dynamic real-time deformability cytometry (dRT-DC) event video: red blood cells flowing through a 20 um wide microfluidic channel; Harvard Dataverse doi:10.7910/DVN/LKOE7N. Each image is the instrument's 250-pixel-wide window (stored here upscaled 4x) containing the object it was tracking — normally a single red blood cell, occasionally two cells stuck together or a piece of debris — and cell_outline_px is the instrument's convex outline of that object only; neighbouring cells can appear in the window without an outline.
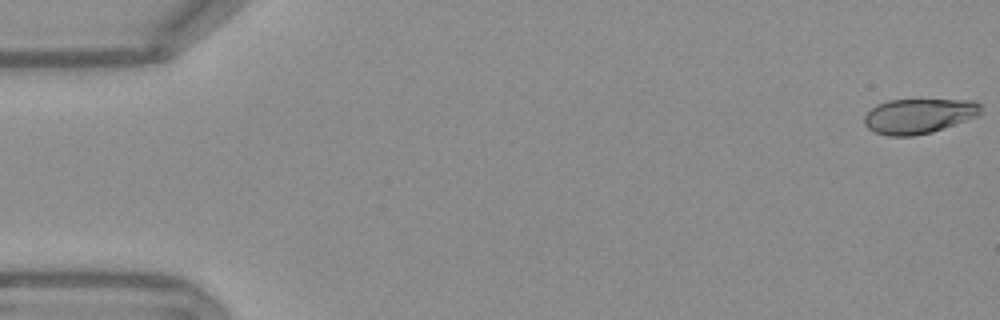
{"species": "Egyptian fruit bat (a non-hibernating species)", "species_latin": "Rousettus aegyptiacus", "temperature_condition": "warm", "stored_images_in_passage": 53, "camera_frame_rate_fps": 3000, "um_per_image_px": 0.085, "frame": {"image": 1, "passage_image": 1, "time_ms": 0.0, "image_size_px": [1000, 320], "cell_outline_px": [[980, 112], [976, 116], [932, 132], [912, 136], [888, 136], [876, 132], [868, 128], [864, 124], [864, 116], [876, 104], [888, 100], [976, 100], [980, 104]], "centroid_in_image_um": [78.06, 9.85], "position_along_channel_um": 6.9, "area_um2": 23.52}}
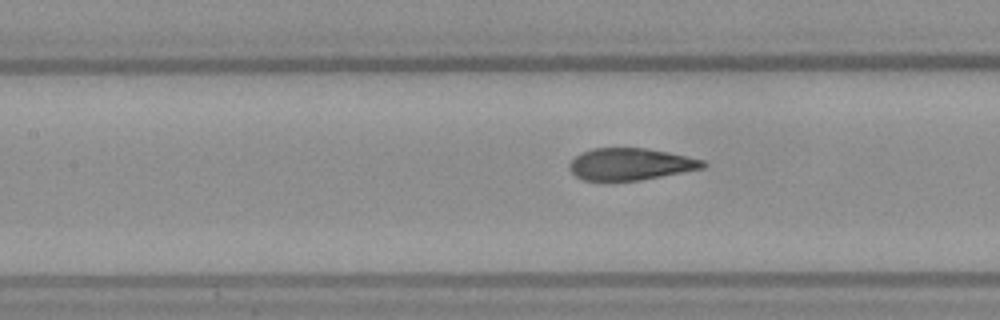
{"frame": {"image": 2, "passage_image": 24, "time_ms": 7.667, "image_size_px": [1000, 320], "cell_outline_px": [[708, 164], [704, 168], [640, 180], [584, 180], [576, 176], [568, 168], [568, 164], [576, 156], [592, 148], [644, 148], [668, 152], [704, 160]], "centroid_in_image_um": [53.6, 13.95], "position_along_channel_um": 153.8, "area_um2": 24.62}}
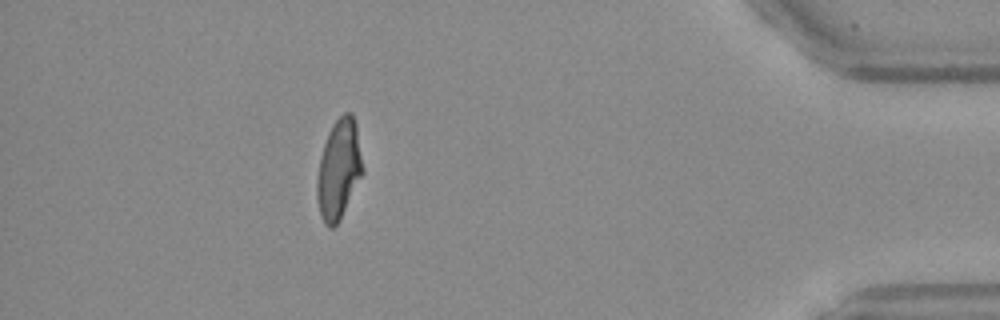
{"frame": {"image": 3, "passage_image": 48, "time_ms": 15.667, "image_size_px": [1000, 320], "cell_outline_px": [[364, 172], [340, 220], [332, 228], [328, 228], [324, 224], [320, 212], [316, 196], [316, 180], [320, 156], [328, 132], [332, 124], [344, 112], [352, 112], [356, 124], [364, 168]], "centroid_in_image_um": [28.8, 14.39], "position_along_channel_um": 406.4, "area_um2": 26.82}, "authors_computed_cell_mechanics": {"area_um2": 25.7788, "velocity_mm_per_s": 3.7997, "shape_relaxation_time_tau1_ms": 5.279, "shape_relaxation_time_tau2_ms": 0.7708, "deformation_change_tau1": 0.2223, "deformation_change_tau2": 0.0653}}